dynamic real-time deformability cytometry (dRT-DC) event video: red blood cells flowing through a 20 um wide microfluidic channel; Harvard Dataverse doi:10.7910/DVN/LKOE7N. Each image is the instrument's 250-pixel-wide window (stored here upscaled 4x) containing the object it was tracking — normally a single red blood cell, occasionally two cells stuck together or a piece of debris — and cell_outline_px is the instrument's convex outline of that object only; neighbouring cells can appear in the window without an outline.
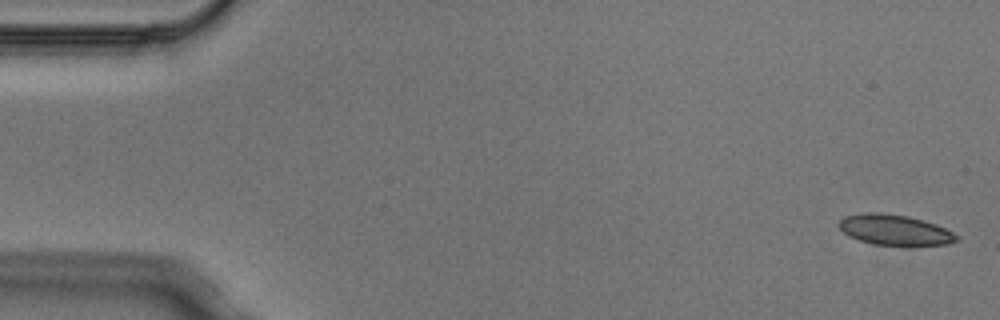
{"species": "Egyptian fruit bat (a non-hibernating species)", "species_latin": "Rousettus aegyptiacus", "temperature_condition": "cold", "stored_images_in_passage": 6, "camera_frame_rate_fps": 3000, "um_per_image_px": 0.085, "animal": {"sex": "male"}, "frame": {"image": 1, "passage_image": 1, "time_ms": 0.0, "image_size_px": [1000, 320], "cell_outline_px": [[960, 236], [956, 240], [944, 244], [872, 244], [860, 240], [844, 232], [836, 224], [844, 216], [864, 212], [880, 212], [908, 216], [924, 220], [936, 224]], "centroid_in_image_um": [76.01, 19.5], "position_along_channel_um": 9.0, "area_um2": 20.46}}
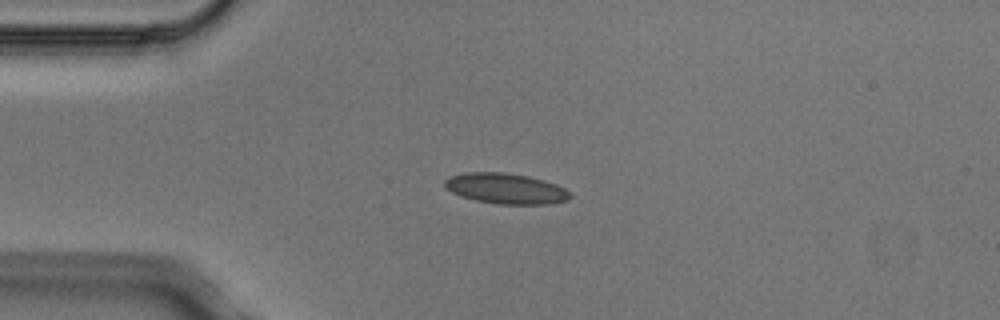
{"frame": {"image": 2, "passage_image": 4, "time_ms": 1.0, "image_size_px": [1000, 320], "cell_outline_px": [[572, 196], [568, 200], [548, 204], [496, 204], [476, 200], [460, 196], [452, 192], [444, 184], [444, 180], [448, 176], [464, 172], [504, 172], [528, 176], [544, 180], [556, 184], [572, 192]], "centroid_in_image_um": [43.0, 16.02], "position_along_channel_um": 42.0, "area_um2": 22.48}}
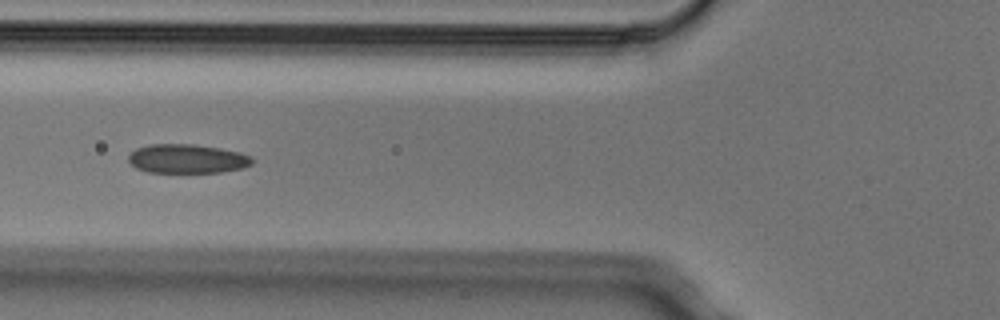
{"frame": {"image": 3, "passage_image": 6, "time_ms": 1.667, "image_size_px": [1000, 320], "cell_outline_px": [[252, 164], [244, 168], [220, 172], [148, 172], [136, 168], [128, 160], [128, 156], [136, 148], [152, 144], [192, 144], [220, 148], [240, 152], [252, 156]], "centroid_in_image_um": [15.93, 13.49], "position_along_channel_um": 109.9, "area_um2": 20.92}}